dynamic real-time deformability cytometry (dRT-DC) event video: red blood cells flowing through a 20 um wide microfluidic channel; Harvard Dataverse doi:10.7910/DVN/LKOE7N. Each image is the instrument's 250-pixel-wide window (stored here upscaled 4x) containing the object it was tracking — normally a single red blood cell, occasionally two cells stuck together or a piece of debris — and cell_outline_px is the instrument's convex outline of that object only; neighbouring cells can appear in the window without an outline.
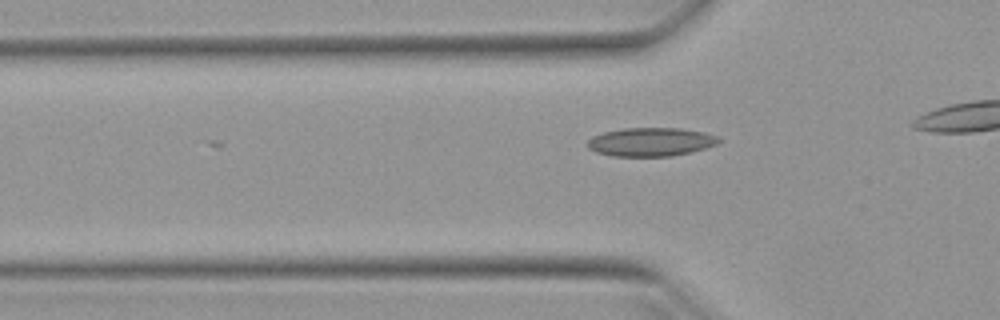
{"species": "Egyptian fruit bat (a non-hibernating species)", "species_latin": "Rousettus aegyptiacus", "temperature_condition": "warm", "stored_images_in_passage": 10, "camera_frame_rate_fps": 3000, "um_per_image_px": 0.085, "animal": {"sex": "female"}, "frame": {"image": 1, "passage_image": 8, "time_ms": 2.333, "image_size_px": [1000, 320], "cell_outline_px": [[720, 140], [716, 144], [704, 148], [672, 156], [612, 156], [596, 152], [588, 148], [588, 140], [592, 136], [604, 132], [624, 128], [680, 128], [704, 132], [716, 136]], "centroid_in_image_um": [55.28, 12.06], "position_along_channel_um": 70.5, "area_um2": 21.68}}